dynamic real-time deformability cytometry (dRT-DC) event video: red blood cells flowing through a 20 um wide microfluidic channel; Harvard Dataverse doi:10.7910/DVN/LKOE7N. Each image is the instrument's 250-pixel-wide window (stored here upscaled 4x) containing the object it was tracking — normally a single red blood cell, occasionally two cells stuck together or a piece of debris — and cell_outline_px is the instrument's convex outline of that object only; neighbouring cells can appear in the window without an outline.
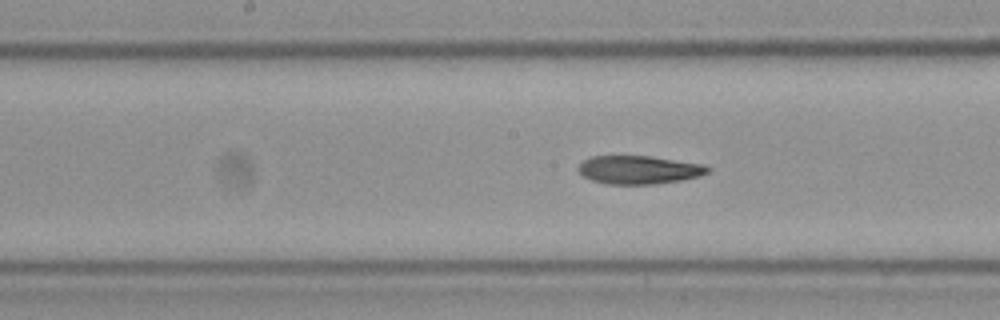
{"species": "Egyptian fruit bat (a non-hibernating species)", "species_latin": "Rousettus aegyptiacus", "temperature_condition": "cold", "stored_images_in_passage": 16, "camera_frame_rate_fps": 3000, "um_per_image_px": 0.085, "frame": {"image": 1, "passage_image": 7, "time_ms": 2.0, "image_size_px": [1000, 320], "cell_outline_px": [[712, 168], [708, 172], [700, 176], [680, 180], [652, 184], [608, 184], [592, 180], [584, 176], [580, 172], [580, 164], [584, 160], [592, 156], [652, 156], [704, 164]], "centroid_in_image_um": [54.36, 14.42], "position_along_channel_um": 193.8, "area_um2": 21.21}}
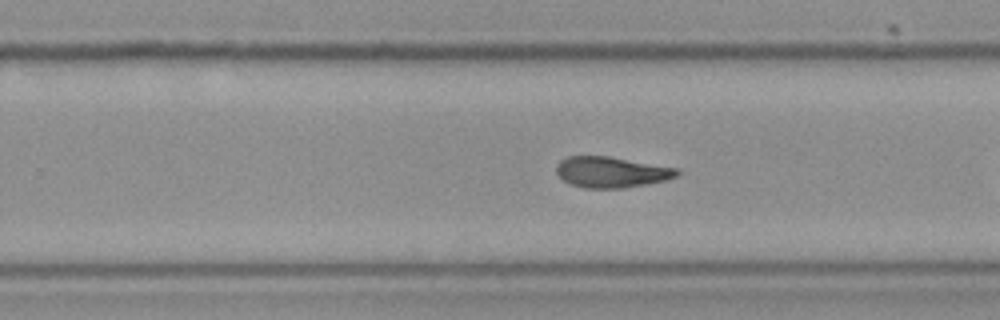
{"frame": {"image": 2, "passage_image": 14, "time_ms": 4.333, "image_size_px": [1000, 320], "cell_outline_px": [[680, 172], [676, 176], [664, 180], [624, 188], [584, 188], [572, 184], [564, 180], [556, 172], [556, 164], [560, 160], [568, 156], [608, 156], [680, 168]], "centroid_in_image_um": [51.96, 14.62], "position_along_channel_um": 277.8, "area_um2": 21.62}}